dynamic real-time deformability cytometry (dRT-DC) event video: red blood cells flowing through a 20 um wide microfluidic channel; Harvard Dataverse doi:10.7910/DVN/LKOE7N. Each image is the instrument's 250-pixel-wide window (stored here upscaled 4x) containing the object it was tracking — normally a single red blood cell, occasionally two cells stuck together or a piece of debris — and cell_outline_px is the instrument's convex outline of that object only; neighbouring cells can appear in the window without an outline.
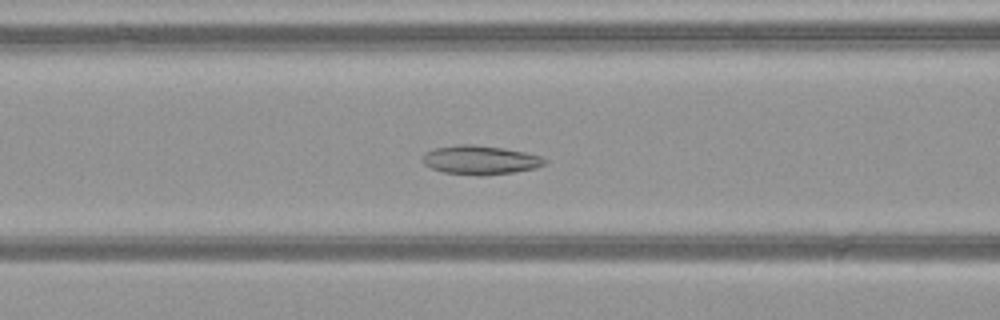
{"species": "common noctule bat (a hibernating species)", "species_latin": "Nyctalus noctula", "temperature_condition": "warm", "stored_images_in_passage": 46, "camera_frame_rate_fps": 3000, "um_per_image_px": 0.085, "animal": {"sex": "female", "body_mass_g": 21.9}, "frame": {"image": 1, "passage_image": 17, "time_ms": 5.333, "image_size_px": [1000, 320], "cell_outline_px": [[548, 160], [544, 164], [536, 168], [512, 172], [480, 176], [444, 172], [432, 168], [424, 164], [420, 160], [424, 152], [436, 148], [456, 144], [472, 144], [504, 148], [524, 152], [540, 156]], "centroid_in_image_um": [40.78, 13.59], "position_along_channel_um": 125.8, "area_um2": 20.63}}
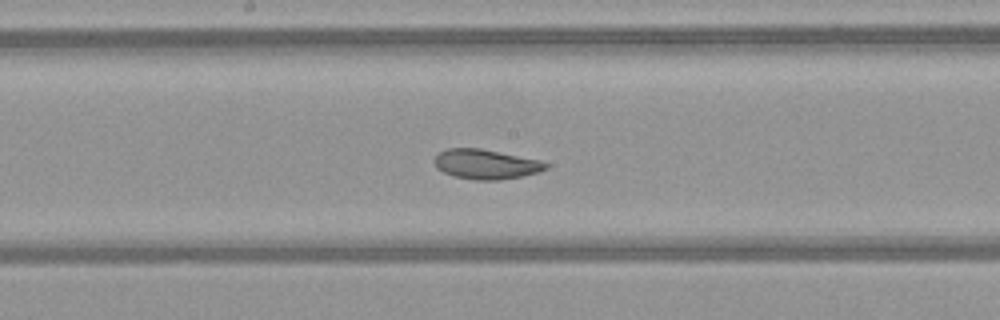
{"frame": {"image": 2, "passage_image": 23, "time_ms": 7.333, "image_size_px": [1000, 320], "cell_outline_px": [[548, 168], [540, 172], [500, 180], [476, 180], [456, 176], [444, 172], [436, 168], [432, 160], [436, 152], [448, 148], [480, 148], [540, 160], [548, 164]], "centroid_in_image_um": [41.26, 13.94], "position_along_channel_um": 206.9, "area_um2": 19.42}}
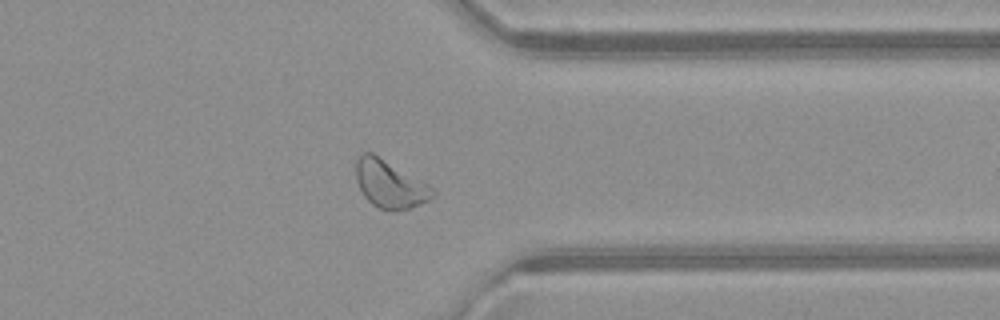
{"frame": {"image": 3, "passage_image": 36, "time_ms": 11.667, "image_size_px": [1000, 320], "cell_outline_px": [[436, 196], [420, 204], [396, 212], [380, 208], [372, 204], [364, 196], [356, 180], [356, 160], [360, 152], [372, 152], [436, 188]], "centroid_in_image_um": [33.15, 15.64], "position_along_channel_um": 378.2, "area_um2": 21.5}, "authors_computed_cell_mechanics": {"area_um2": 21.7906, "velocity_mm_per_s": 4.0449, "shape_relaxation_time_tau1_ms": null, "shape_relaxation_time_tau2_ms": 7.3647, "deformation_change_tau1": null, "deformation_change_tau2": 0.1387}}